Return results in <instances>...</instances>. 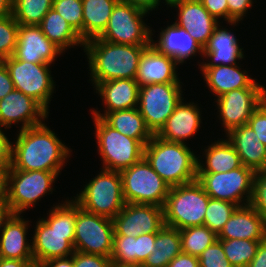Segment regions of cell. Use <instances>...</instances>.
<instances>
[{
	"mask_svg": "<svg viewBox=\"0 0 266 267\" xmlns=\"http://www.w3.org/2000/svg\"><path fill=\"white\" fill-rule=\"evenodd\" d=\"M18 132L15 143L10 142L8 170L61 173L72 150L62 143L54 131L42 123Z\"/></svg>",
	"mask_w": 266,
	"mask_h": 267,
	"instance_id": "1",
	"label": "cell"
},
{
	"mask_svg": "<svg viewBox=\"0 0 266 267\" xmlns=\"http://www.w3.org/2000/svg\"><path fill=\"white\" fill-rule=\"evenodd\" d=\"M62 203L53 205L48 216L38 219L34 225L31 243L35 265L52 258L68 257L75 252L76 202L68 198Z\"/></svg>",
	"mask_w": 266,
	"mask_h": 267,
	"instance_id": "2",
	"label": "cell"
},
{
	"mask_svg": "<svg viewBox=\"0 0 266 267\" xmlns=\"http://www.w3.org/2000/svg\"><path fill=\"white\" fill-rule=\"evenodd\" d=\"M148 46L112 43L97 37L85 41L89 80L95 87L104 81L136 79L140 58Z\"/></svg>",
	"mask_w": 266,
	"mask_h": 267,
	"instance_id": "3",
	"label": "cell"
},
{
	"mask_svg": "<svg viewBox=\"0 0 266 267\" xmlns=\"http://www.w3.org/2000/svg\"><path fill=\"white\" fill-rule=\"evenodd\" d=\"M186 143L169 142L156 135L144 147V157L170 186L197 179V156Z\"/></svg>",
	"mask_w": 266,
	"mask_h": 267,
	"instance_id": "4",
	"label": "cell"
},
{
	"mask_svg": "<svg viewBox=\"0 0 266 267\" xmlns=\"http://www.w3.org/2000/svg\"><path fill=\"white\" fill-rule=\"evenodd\" d=\"M209 199L197 180L170 187L163 207L165 225L178 230L204 225Z\"/></svg>",
	"mask_w": 266,
	"mask_h": 267,
	"instance_id": "5",
	"label": "cell"
},
{
	"mask_svg": "<svg viewBox=\"0 0 266 267\" xmlns=\"http://www.w3.org/2000/svg\"><path fill=\"white\" fill-rule=\"evenodd\" d=\"M92 118L102 169L121 172L144 157V147L149 141H137L112 128L102 118Z\"/></svg>",
	"mask_w": 266,
	"mask_h": 267,
	"instance_id": "6",
	"label": "cell"
},
{
	"mask_svg": "<svg viewBox=\"0 0 266 267\" xmlns=\"http://www.w3.org/2000/svg\"><path fill=\"white\" fill-rule=\"evenodd\" d=\"M73 200L85 211L113 219L126 204L120 172L101 169Z\"/></svg>",
	"mask_w": 266,
	"mask_h": 267,
	"instance_id": "7",
	"label": "cell"
},
{
	"mask_svg": "<svg viewBox=\"0 0 266 267\" xmlns=\"http://www.w3.org/2000/svg\"><path fill=\"white\" fill-rule=\"evenodd\" d=\"M60 173L49 171L7 170L5 198L14 214L34 207L43 196L52 194L53 183Z\"/></svg>",
	"mask_w": 266,
	"mask_h": 267,
	"instance_id": "8",
	"label": "cell"
},
{
	"mask_svg": "<svg viewBox=\"0 0 266 267\" xmlns=\"http://www.w3.org/2000/svg\"><path fill=\"white\" fill-rule=\"evenodd\" d=\"M120 174L126 203L164 207L170 186L152 168L145 157L122 170Z\"/></svg>",
	"mask_w": 266,
	"mask_h": 267,
	"instance_id": "9",
	"label": "cell"
},
{
	"mask_svg": "<svg viewBox=\"0 0 266 267\" xmlns=\"http://www.w3.org/2000/svg\"><path fill=\"white\" fill-rule=\"evenodd\" d=\"M256 172L242 165L223 173H197V181L210 198L239 206L251 202Z\"/></svg>",
	"mask_w": 266,
	"mask_h": 267,
	"instance_id": "10",
	"label": "cell"
},
{
	"mask_svg": "<svg viewBox=\"0 0 266 267\" xmlns=\"http://www.w3.org/2000/svg\"><path fill=\"white\" fill-rule=\"evenodd\" d=\"M181 83H153L139 87L138 109L148 129L156 135L183 96Z\"/></svg>",
	"mask_w": 266,
	"mask_h": 267,
	"instance_id": "11",
	"label": "cell"
},
{
	"mask_svg": "<svg viewBox=\"0 0 266 267\" xmlns=\"http://www.w3.org/2000/svg\"><path fill=\"white\" fill-rule=\"evenodd\" d=\"M147 12L117 2L105 30L97 37L107 42L127 45H150L151 28L144 19Z\"/></svg>",
	"mask_w": 266,
	"mask_h": 267,
	"instance_id": "12",
	"label": "cell"
},
{
	"mask_svg": "<svg viewBox=\"0 0 266 267\" xmlns=\"http://www.w3.org/2000/svg\"><path fill=\"white\" fill-rule=\"evenodd\" d=\"M2 61L14 88L35 99L49 112V103L56 85L51 76L50 64L20 61L13 56Z\"/></svg>",
	"mask_w": 266,
	"mask_h": 267,
	"instance_id": "13",
	"label": "cell"
},
{
	"mask_svg": "<svg viewBox=\"0 0 266 267\" xmlns=\"http://www.w3.org/2000/svg\"><path fill=\"white\" fill-rule=\"evenodd\" d=\"M113 235L112 219L85 211L76 203L75 251L111 257Z\"/></svg>",
	"mask_w": 266,
	"mask_h": 267,
	"instance_id": "14",
	"label": "cell"
},
{
	"mask_svg": "<svg viewBox=\"0 0 266 267\" xmlns=\"http://www.w3.org/2000/svg\"><path fill=\"white\" fill-rule=\"evenodd\" d=\"M266 99V88H240L214 99L218 118L225 134L248 123L249 118Z\"/></svg>",
	"mask_w": 266,
	"mask_h": 267,
	"instance_id": "15",
	"label": "cell"
},
{
	"mask_svg": "<svg viewBox=\"0 0 266 267\" xmlns=\"http://www.w3.org/2000/svg\"><path fill=\"white\" fill-rule=\"evenodd\" d=\"M114 235L132 236L157 233L164 225V210L161 206L126 203L112 219Z\"/></svg>",
	"mask_w": 266,
	"mask_h": 267,
	"instance_id": "16",
	"label": "cell"
},
{
	"mask_svg": "<svg viewBox=\"0 0 266 267\" xmlns=\"http://www.w3.org/2000/svg\"><path fill=\"white\" fill-rule=\"evenodd\" d=\"M48 115L39 102L16 89L0 100V128L5 130L21 122L19 130L40 125Z\"/></svg>",
	"mask_w": 266,
	"mask_h": 267,
	"instance_id": "17",
	"label": "cell"
},
{
	"mask_svg": "<svg viewBox=\"0 0 266 267\" xmlns=\"http://www.w3.org/2000/svg\"><path fill=\"white\" fill-rule=\"evenodd\" d=\"M64 53L42 32L39 25H19L13 57L20 61L53 64Z\"/></svg>",
	"mask_w": 266,
	"mask_h": 267,
	"instance_id": "18",
	"label": "cell"
},
{
	"mask_svg": "<svg viewBox=\"0 0 266 267\" xmlns=\"http://www.w3.org/2000/svg\"><path fill=\"white\" fill-rule=\"evenodd\" d=\"M167 7L178 9L175 24L184 28L203 48L220 22L217 21L199 0H177Z\"/></svg>",
	"mask_w": 266,
	"mask_h": 267,
	"instance_id": "19",
	"label": "cell"
},
{
	"mask_svg": "<svg viewBox=\"0 0 266 267\" xmlns=\"http://www.w3.org/2000/svg\"><path fill=\"white\" fill-rule=\"evenodd\" d=\"M151 29L150 44L162 54L172 57L179 65L186 63V60L200 54L203 57L204 48L192 38L182 27L173 23L168 25L159 33L158 40H153Z\"/></svg>",
	"mask_w": 266,
	"mask_h": 267,
	"instance_id": "20",
	"label": "cell"
},
{
	"mask_svg": "<svg viewBox=\"0 0 266 267\" xmlns=\"http://www.w3.org/2000/svg\"><path fill=\"white\" fill-rule=\"evenodd\" d=\"M96 92L100 95L104 113L95 110L91 111L92 116L102 118L106 113L133 109L138 107L139 84L136 79H115L98 83L95 87Z\"/></svg>",
	"mask_w": 266,
	"mask_h": 267,
	"instance_id": "21",
	"label": "cell"
},
{
	"mask_svg": "<svg viewBox=\"0 0 266 267\" xmlns=\"http://www.w3.org/2000/svg\"><path fill=\"white\" fill-rule=\"evenodd\" d=\"M174 109L163 127L156 134L157 137L169 142L186 143L187 139L196 135L201 124V112L198 104L194 102H183Z\"/></svg>",
	"mask_w": 266,
	"mask_h": 267,
	"instance_id": "22",
	"label": "cell"
},
{
	"mask_svg": "<svg viewBox=\"0 0 266 267\" xmlns=\"http://www.w3.org/2000/svg\"><path fill=\"white\" fill-rule=\"evenodd\" d=\"M177 65L172 57L162 54L150 44L140 58L136 81L139 87L153 83H182Z\"/></svg>",
	"mask_w": 266,
	"mask_h": 267,
	"instance_id": "23",
	"label": "cell"
},
{
	"mask_svg": "<svg viewBox=\"0 0 266 267\" xmlns=\"http://www.w3.org/2000/svg\"><path fill=\"white\" fill-rule=\"evenodd\" d=\"M238 64L236 65H219L214 67H200L201 74L204 77L209 90L220 97L223 94L240 88H266L259 84L257 79L249 76L246 70H241Z\"/></svg>",
	"mask_w": 266,
	"mask_h": 267,
	"instance_id": "24",
	"label": "cell"
},
{
	"mask_svg": "<svg viewBox=\"0 0 266 267\" xmlns=\"http://www.w3.org/2000/svg\"><path fill=\"white\" fill-rule=\"evenodd\" d=\"M217 239L265 240L266 222L251 204L239 206L225 223Z\"/></svg>",
	"mask_w": 266,
	"mask_h": 267,
	"instance_id": "25",
	"label": "cell"
},
{
	"mask_svg": "<svg viewBox=\"0 0 266 267\" xmlns=\"http://www.w3.org/2000/svg\"><path fill=\"white\" fill-rule=\"evenodd\" d=\"M219 25L213 31L207 45L204 47L203 57L208 58L206 62H201L199 67H214L219 65H236L237 60L245 57L239 40L231 32L232 29L221 28Z\"/></svg>",
	"mask_w": 266,
	"mask_h": 267,
	"instance_id": "26",
	"label": "cell"
},
{
	"mask_svg": "<svg viewBox=\"0 0 266 267\" xmlns=\"http://www.w3.org/2000/svg\"><path fill=\"white\" fill-rule=\"evenodd\" d=\"M13 214L0 235V256L5 259L34 260L32 243L27 239L29 220Z\"/></svg>",
	"mask_w": 266,
	"mask_h": 267,
	"instance_id": "27",
	"label": "cell"
},
{
	"mask_svg": "<svg viewBox=\"0 0 266 267\" xmlns=\"http://www.w3.org/2000/svg\"><path fill=\"white\" fill-rule=\"evenodd\" d=\"M226 135L240 156L242 165L255 172L266 169V146L248 124L234 128Z\"/></svg>",
	"mask_w": 266,
	"mask_h": 267,
	"instance_id": "28",
	"label": "cell"
},
{
	"mask_svg": "<svg viewBox=\"0 0 266 267\" xmlns=\"http://www.w3.org/2000/svg\"><path fill=\"white\" fill-rule=\"evenodd\" d=\"M205 148L202 153L205 164L202 157L197 156V173H223L242 166L240 156L228 139L215 140Z\"/></svg>",
	"mask_w": 266,
	"mask_h": 267,
	"instance_id": "29",
	"label": "cell"
},
{
	"mask_svg": "<svg viewBox=\"0 0 266 267\" xmlns=\"http://www.w3.org/2000/svg\"><path fill=\"white\" fill-rule=\"evenodd\" d=\"M44 35L63 52L74 46L84 47V41L72 26L54 9L51 8L39 24Z\"/></svg>",
	"mask_w": 266,
	"mask_h": 267,
	"instance_id": "30",
	"label": "cell"
},
{
	"mask_svg": "<svg viewBox=\"0 0 266 267\" xmlns=\"http://www.w3.org/2000/svg\"><path fill=\"white\" fill-rule=\"evenodd\" d=\"M119 0H82V40L98 37L106 28L112 10Z\"/></svg>",
	"mask_w": 266,
	"mask_h": 267,
	"instance_id": "31",
	"label": "cell"
},
{
	"mask_svg": "<svg viewBox=\"0 0 266 267\" xmlns=\"http://www.w3.org/2000/svg\"><path fill=\"white\" fill-rule=\"evenodd\" d=\"M102 119L123 135L136 139L137 141H150L153 137L138 107L108 112Z\"/></svg>",
	"mask_w": 266,
	"mask_h": 267,
	"instance_id": "32",
	"label": "cell"
},
{
	"mask_svg": "<svg viewBox=\"0 0 266 267\" xmlns=\"http://www.w3.org/2000/svg\"><path fill=\"white\" fill-rule=\"evenodd\" d=\"M155 249L142 267H168L177 255L182 253L180 232L176 228L164 225L157 233L154 243Z\"/></svg>",
	"mask_w": 266,
	"mask_h": 267,
	"instance_id": "33",
	"label": "cell"
},
{
	"mask_svg": "<svg viewBox=\"0 0 266 267\" xmlns=\"http://www.w3.org/2000/svg\"><path fill=\"white\" fill-rule=\"evenodd\" d=\"M53 8V0H13L12 16L19 25H39Z\"/></svg>",
	"mask_w": 266,
	"mask_h": 267,
	"instance_id": "34",
	"label": "cell"
},
{
	"mask_svg": "<svg viewBox=\"0 0 266 267\" xmlns=\"http://www.w3.org/2000/svg\"><path fill=\"white\" fill-rule=\"evenodd\" d=\"M179 232L182 253L196 257L217 240V235L205 225L187 227Z\"/></svg>",
	"mask_w": 266,
	"mask_h": 267,
	"instance_id": "35",
	"label": "cell"
},
{
	"mask_svg": "<svg viewBox=\"0 0 266 267\" xmlns=\"http://www.w3.org/2000/svg\"><path fill=\"white\" fill-rule=\"evenodd\" d=\"M264 240L229 239L221 240L226 258L233 267H248Z\"/></svg>",
	"mask_w": 266,
	"mask_h": 267,
	"instance_id": "36",
	"label": "cell"
},
{
	"mask_svg": "<svg viewBox=\"0 0 266 267\" xmlns=\"http://www.w3.org/2000/svg\"><path fill=\"white\" fill-rule=\"evenodd\" d=\"M238 206L224 200L209 199L204 225L218 235Z\"/></svg>",
	"mask_w": 266,
	"mask_h": 267,
	"instance_id": "37",
	"label": "cell"
},
{
	"mask_svg": "<svg viewBox=\"0 0 266 267\" xmlns=\"http://www.w3.org/2000/svg\"><path fill=\"white\" fill-rule=\"evenodd\" d=\"M112 264L119 266L135 265V238L113 235Z\"/></svg>",
	"mask_w": 266,
	"mask_h": 267,
	"instance_id": "38",
	"label": "cell"
},
{
	"mask_svg": "<svg viewBox=\"0 0 266 267\" xmlns=\"http://www.w3.org/2000/svg\"><path fill=\"white\" fill-rule=\"evenodd\" d=\"M19 24L12 15L0 17V61L13 55Z\"/></svg>",
	"mask_w": 266,
	"mask_h": 267,
	"instance_id": "39",
	"label": "cell"
},
{
	"mask_svg": "<svg viewBox=\"0 0 266 267\" xmlns=\"http://www.w3.org/2000/svg\"><path fill=\"white\" fill-rule=\"evenodd\" d=\"M53 8L72 26L82 38V0H53Z\"/></svg>",
	"mask_w": 266,
	"mask_h": 267,
	"instance_id": "40",
	"label": "cell"
},
{
	"mask_svg": "<svg viewBox=\"0 0 266 267\" xmlns=\"http://www.w3.org/2000/svg\"><path fill=\"white\" fill-rule=\"evenodd\" d=\"M200 267H233L224 253L221 240L207 247L199 256Z\"/></svg>",
	"mask_w": 266,
	"mask_h": 267,
	"instance_id": "41",
	"label": "cell"
},
{
	"mask_svg": "<svg viewBox=\"0 0 266 267\" xmlns=\"http://www.w3.org/2000/svg\"><path fill=\"white\" fill-rule=\"evenodd\" d=\"M250 204L266 222V169L255 174L253 195Z\"/></svg>",
	"mask_w": 266,
	"mask_h": 267,
	"instance_id": "42",
	"label": "cell"
},
{
	"mask_svg": "<svg viewBox=\"0 0 266 267\" xmlns=\"http://www.w3.org/2000/svg\"><path fill=\"white\" fill-rule=\"evenodd\" d=\"M156 233L141 234L135 238V265H142L154 252Z\"/></svg>",
	"mask_w": 266,
	"mask_h": 267,
	"instance_id": "43",
	"label": "cell"
},
{
	"mask_svg": "<svg viewBox=\"0 0 266 267\" xmlns=\"http://www.w3.org/2000/svg\"><path fill=\"white\" fill-rule=\"evenodd\" d=\"M73 267H111L112 260L110 257H106L98 254H86L79 251H75L72 254Z\"/></svg>",
	"mask_w": 266,
	"mask_h": 267,
	"instance_id": "44",
	"label": "cell"
},
{
	"mask_svg": "<svg viewBox=\"0 0 266 267\" xmlns=\"http://www.w3.org/2000/svg\"><path fill=\"white\" fill-rule=\"evenodd\" d=\"M247 124L257 134L260 142L266 146V99L254 111Z\"/></svg>",
	"mask_w": 266,
	"mask_h": 267,
	"instance_id": "45",
	"label": "cell"
},
{
	"mask_svg": "<svg viewBox=\"0 0 266 267\" xmlns=\"http://www.w3.org/2000/svg\"><path fill=\"white\" fill-rule=\"evenodd\" d=\"M228 3V23L229 25L237 26L242 22L248 9L253 7L254 0H226Z\"/></svg>",
	"mask_w": 266,
	"mask_h": 267,
	"instance_id": "46",
	"label": "cell"
},
{
	"mask_svg": "<svg viewBox=\"0 0 266 267\" xmlns=\"http://www.w3.org/2000/svg\"><path fill=\"white\" fill-rule=\"evenodd\" d=\"M204 8L218 21L223 19L228 24V3L226 0H199Z\"/></svg>",
	"mask_w": 266,
	"mask_h": 267,
	"instance_id": "47",
	"label": "cell"
},
{
	"mask_svg": "<svg viewBox=\"0 0 266 267\" xmlns=\"http://www.w3.org/2000/svg\"><path fill=\"white\" fill-rule=\"evenodd\" d=\"M10 142L0 128V170H8L10 167Z\"/></svg>",
	"mask_w": 266,
	"mask_h": 267,
	"instance_id": "48",
	"label": "cell"
},
{
	"mask_svg": "<svg viewBox=\"0 0 266 267\" xmlns=\"http://www.w3.org/2000/svg\"><path fill=\"white\" fill-rule=\"evenodd\" d=\"M14 84L3 61H0V100L13 91Z\"/></svg>",
	"mask_w": 266,
	"mask_h": 267,
	"instance_id": "49",
	"label": "cell"
},
{
	"mask_svg": "<svg viewBox=\"0 0 266 267\" xmlns=\"http://www.w3.org/2000/svg\"><path fill=\"white\" fill-rule=\"evenodd\" d=\"M168 267H200L198 257L180 253L168 264Z\"/></svg>",
	"mask_w": 266,
	"mask_h": 267,
	"instance_id": "50",
	"label": "cell"
},
{
	"mask_svg": "<svg viewBox=\"0 0 266 267\" xmlns=\"http://www.w3.org/2000/svg\"><path fill=\"white\" fill-rule=\"evenodd\" d=\"M119 2L132 5L147 13H150L149 11L152 12L156 8L158 9L160 3H163L160 0H119Z\"/></svg>",
	"mask_w": 266,
	"mask_h": 267,
	"instance_id": "51",
	"label": "cell"
},
{
	"mask_svg": "<svg viewBox=\"0 0 266 267\" xmlns=\"http://www.w3.org/2000/svg\"><path fill=\"white\" fill-rule=\"evenodd\" d=\"M248 267H266V239L260 242L256 255L249 263Z\"/></svg>",
	"mask_w": 266,
	"mask_h": 267,
	"instance_id": "52",
	"label": "cell"
},
{
	"mask_svg": "<svg viewBox=\"0 0 266 267\" xmlns=\"http://www.w3.org/2000/svg\"><path fill=\"white\" fill-rule=\"evenodd\" d=\"M39 267H73V257H60L46 260L39 264Z\"/></svg>",
	"mask_w": 266,
	"mask_h": 267,
	"instance_id": "53",
	"label": "cell"
},
{
	"mask_svg": "<svg viewBox=\"0 0 266 267\" xmlns=\"http://www.w3.org/2000/svg\"><path fill=\"white\" fill-rule=\"evenodd\" d=\"M13 214L14 213L10 205L7 203L6 198L0 200V235L5 227L6 222L11 218Z\"/></svg>",
	"mask_w": 266,
	"mask_h": 267,
	"instance_id": "54",
	"label": "cell"
},
{
	"mask_svg": "<svg viewBox=\"0 0 266 267\" xmlns=\"http://www.w3.org/2000/svg\"><path fill=\"white\" fill-rule=\"evenodd\" d=\"M35 265L34 260H18L2 258L0 267H32Z\"/></svg>",
	"mask_w": 266,
	"mask_h": 267,
	"instance_id": "55",
	"label": "cell"
},
{
	"mask_svg": "<svg viewBox=\"0 0 266 267\" xmlns=\"http://www.w3.org/2000/svg\"><path fill=\"white\" fill-rule=\"evenodd\" d=\"M12 1L13 0H0V17L12 15Z\"/></svg>",
	"mask_w": 266,
	"mask_h": 267,
	"instance_id": "56",
	"label": "cell"
},
{
	"mask_svg": "<svg viewBox=\"0 0 266 267\" xmlns=\"http://www.w3.org/2000/svg\"><path fill=\"white\" fill-rule=\"evenodd\" d=\"M6 171L0 170V200L5 199Z\"/></svg>",
	"mask_w": 266,
	"mask_h": 267,
	"instance_id": "57",
	"label": "cell"
},
{
	"mask_svg": "<svg viewBox=\"0 0 266 267\" xmlns=\"http://www.w3.org/2000/svg\"><path fill=\"white\" fill-rule=\"evenodd\" d=\"M111 267H142L141 265H128V266H119V265H114L112 264Z\"/></svg>",
	"mask_w": 266,
	"mask_h": 267,
	"instance_id": "58",
	"label": "cell"
},
{
	"mask_svg": "<svg viewBox=\"0 0 266 267\" xmlns=\"http://www.w3.org/2000/svg\"><path fill=\"white\" fill-rule=\"evenodd\" d=\"M163 1H164L163 3L164 4L166 3L165 5L168 6L169 4H171L172 2L177 1V0H163ZM160 2H162V1L160 0Z\"/></svg>",
	"mask_w": 266,
	"mask_h": 267,
	"instance_id": "59",
	"label": "cell"
}]
</instances>
